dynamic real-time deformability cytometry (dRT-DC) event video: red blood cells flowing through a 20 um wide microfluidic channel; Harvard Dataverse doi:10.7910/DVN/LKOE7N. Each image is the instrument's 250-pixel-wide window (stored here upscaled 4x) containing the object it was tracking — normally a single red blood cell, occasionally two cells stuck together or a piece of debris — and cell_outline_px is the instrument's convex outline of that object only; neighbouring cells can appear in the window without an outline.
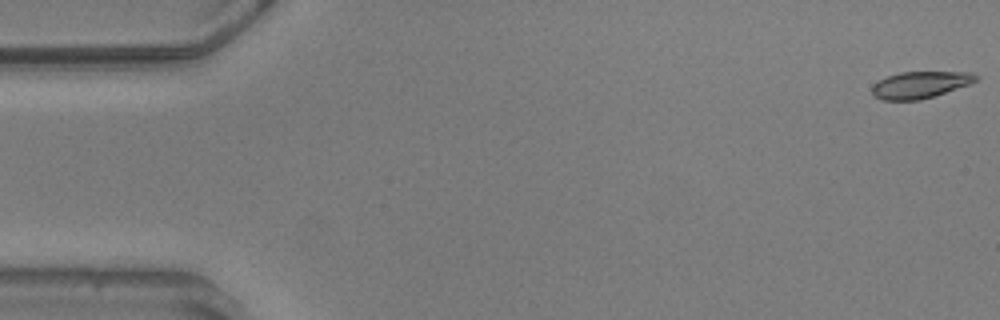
{"species": "common noctule bat (a hibernating species)", "species_latin": "Nyctalus noctula", "temperature_condition": "warm", "stored_images_in_passage": 12, "camera_frame_rate_fps": 3000, "um_per_image_px": 0.085, "animal": {"sex": "male", "body_mass_g": 20.5, "forearm_length_mm": 52.5}, "frame": {"image": 1, "passage_image": 1, "time_ms": 0.0, "image_size_px": [1000, 320], "cell_outline_px": [[980, 76], [976, 80], [968, 84], [936, 96], [920, 100], [880, 100], [872, 92], [872, 84], [888, 76], [900, 72], [972, 72]], "centroid_in_image_um": [78.22, 7.21], "position_along_channel_um": 6.8, "area_um2": 16.18}}